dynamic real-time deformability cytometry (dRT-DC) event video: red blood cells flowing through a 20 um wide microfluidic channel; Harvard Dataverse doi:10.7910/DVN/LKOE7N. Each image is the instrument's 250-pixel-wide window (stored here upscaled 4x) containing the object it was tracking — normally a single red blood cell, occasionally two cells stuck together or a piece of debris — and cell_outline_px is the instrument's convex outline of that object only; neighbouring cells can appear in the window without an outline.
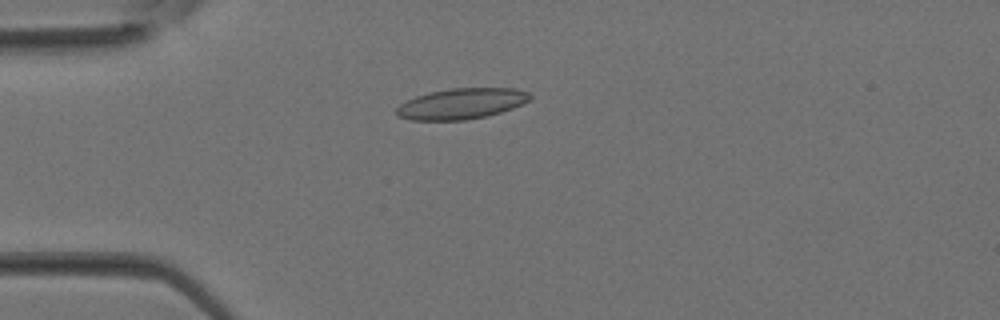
{"species": "Egyptian fruit bat (a non-hibernating species)", "species_latin": "Rousettus aegyptiacus", "temperature_condition": "room temperature", "stored_images_in_passage": 37, "camera_frame_rate_fps": 3000, "um_per_image_px": 0.085, "animal": {"sex": "female"}, "frame": {"image": 1, "passage_image": 10, "time_ms": 3.0, "image_size_px": [1000, 320], "cell_outline_px": [[532, 96], [528, 100], [512, 108], [500, 112], [484, 116], [464, 120], [412, 120], [396, 116], [396, 108], [400, 104], [416, 96], [428, 92], [448, 88], [516, 88], [528, 92]], "centroid_in_image_um": [39.19, 8.8], "position_along_channel_um": 45.8, "area_um2": 23.81}}
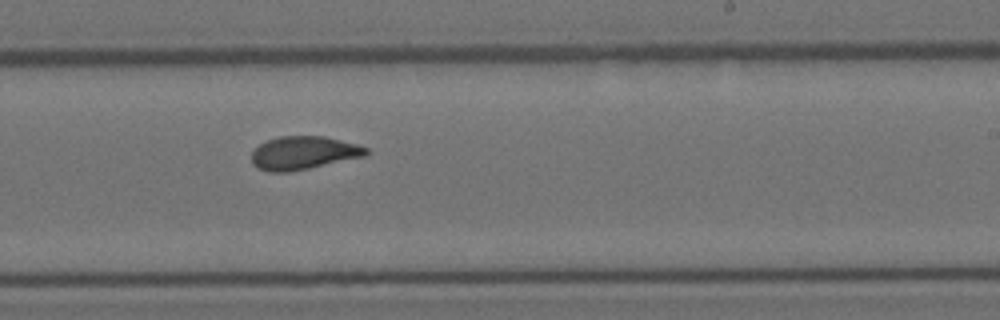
{"frame": {"image": 2, "passage_image": 23, "time_ms": 7.333, "image_size_px": [1000, 320], "cell_outline_px": [[368, 156], [288, 172], [268, 172], [256, 168], [252, 164], [252, 152], [260, 144], [268, 140], [280, 136], [324, 136], [356, 144], [368, 148]], "centroid_in_image_um": [25.8, 13.0], "position_along_channel_um": 263.2, "area_um2": 22.2}}
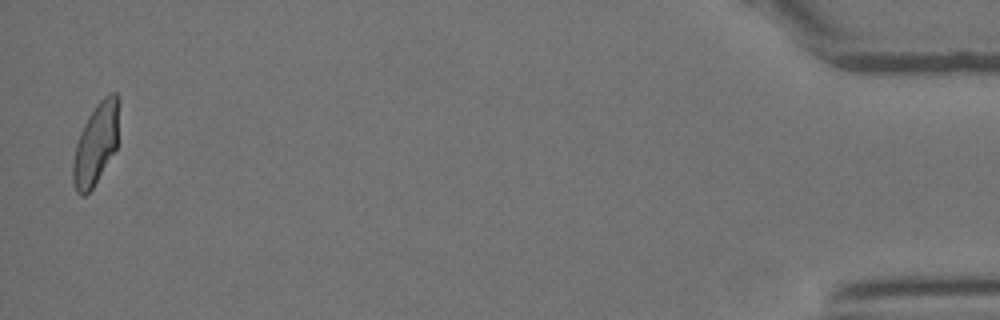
{"frame": {"image": 3, "passage_image": 37, "time_ms": 12.0, "image_size_px": [1000, 320], "cell_outline_px": [[120, 100], [116, 148], [92, 188], [84, 196], [80, 196], [76, 192], [72, 180], [72, 164], [76, 144], [80, 132], [88, 116], [96, 104], [104, 96], [112, 92], [116, 92]], "centroid_in_image_um": [8.14, 12.19], "position_along_channel_um": 427.1, "area_um2": 21.85}}